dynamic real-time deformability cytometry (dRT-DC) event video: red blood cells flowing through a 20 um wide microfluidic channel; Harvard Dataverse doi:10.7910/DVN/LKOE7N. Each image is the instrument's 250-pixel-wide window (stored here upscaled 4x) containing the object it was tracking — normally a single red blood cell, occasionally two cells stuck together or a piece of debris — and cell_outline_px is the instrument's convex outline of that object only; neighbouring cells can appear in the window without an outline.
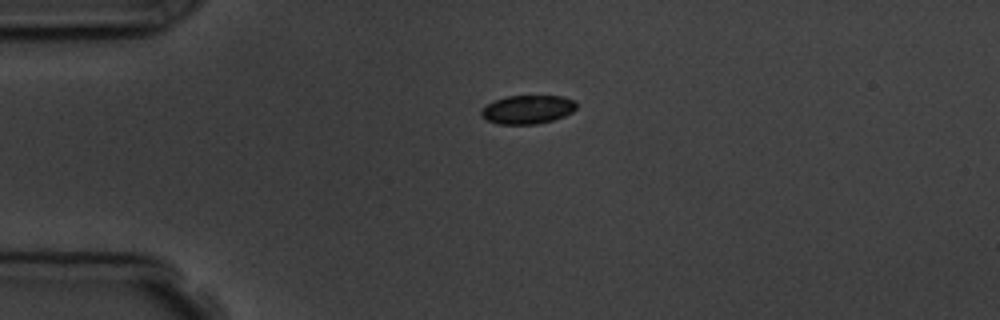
{"species": "common noctule bat (a hibernating species)", "species_latin": "Nyctalus noctula", "temperature_condition": "room temperature", "stored_images_in_passage": 3, "camera_frame_rate_fps": 3000, "um_per_image_px": 0.085, "animal": {"sex": "male", "body_mass_g": 19.5, "forearm_length_mm": 54.6}, "frame": {"image": 1, "passage_image": 1, "time_ms": 0.0, "image_size_px": [1000, 320], "cell_outline_px": [[576, 108], [572, 112], [564, 116], [552, 120], [536, 124], [496, 124], [480, 116], [480, 112], [488, 104], [496, 100], [508, 96], [564, 96], [572, 100], [576, 104]], "centroid_in_image_um": [44.84, 9.31], "position_along_channel_um": 40.2, "area_um2": 15.72}}